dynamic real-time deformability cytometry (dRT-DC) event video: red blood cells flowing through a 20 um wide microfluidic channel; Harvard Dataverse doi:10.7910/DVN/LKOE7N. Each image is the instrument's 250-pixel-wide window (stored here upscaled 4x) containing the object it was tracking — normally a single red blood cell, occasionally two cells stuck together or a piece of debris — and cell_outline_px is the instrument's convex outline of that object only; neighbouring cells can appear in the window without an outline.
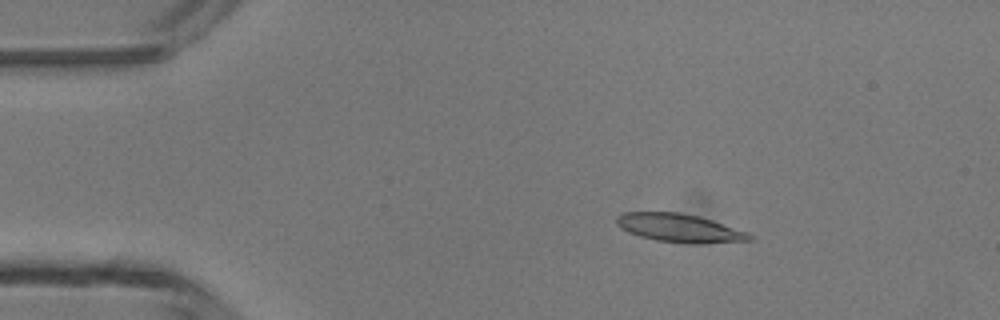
{"species": "common noctule bat (a hibernating species)", "species_latin": "Nyctalus noctula", "temperature_condition": "room temperature", "stored_images_in_passage": 6, "camera_frame_rate_fps": 3000, "um_per_image_px": 0.085, "animal": {"sex": "male", "body_mass_g": 13.3}, "frame": {"image": 1, "passage_image": 3, "time_ms": 2.333, "image_size_px": [1000, 320], "cell_outline_px": [[756, 236], [752, 240], [700, 244], [692, 244], [656, 240], [640, 236], [628, 232], [620, 228], [616, 224], [616, 216], [624, 212], [680, 212], [700, 216], [748, 232]], "centroid_in_image_um": [57.78, 19.38], "position_along_channel_um": 27.2, "area_um2": 22.2}}
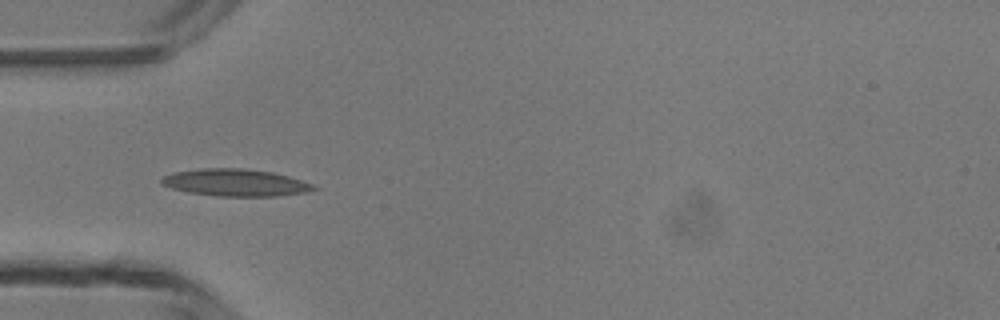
{"frame": {"image": 2, "passage_image": 5, "time_ms": 4.667, "image_size_px": [1000, 320], "cell_outline_px": [[320, 188], [304, 192], [280, 196], [216, 196], [188, 192], [172, 188], [160, 184], [160, 180], [164, 176], [176, 172], [204, 168], [240, 168], [272, 172], [288, 176], [312, 184]], "centroid_in_image_um": [20.01, 15.53], "position_along_channel_um": 65.0, "area_um2": 23.87}}
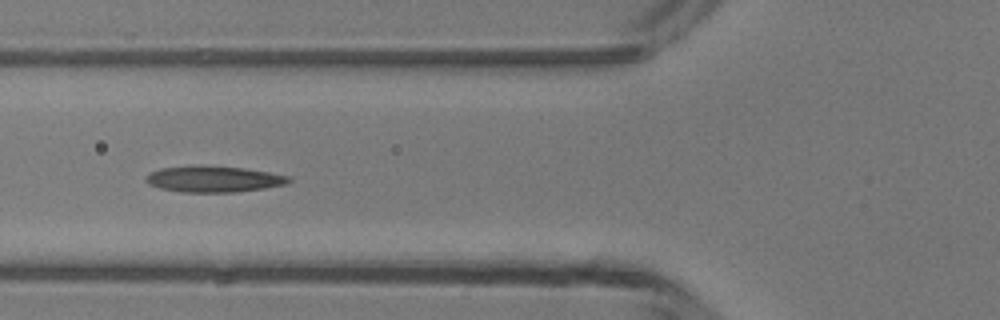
{"frame": {"image": 3, "passage_image": 6, "time_ms": 5.667, "image_size_px": [1000, 320], "cell_outline_px": [[292, 180], [288, 184], [264, 188], [236, 192], [180, 192], [160, 188], [148, 184], [144, 180], [144, 176], [148, 172], [160, 168], [244, 168], [268, 172], [288, 176]], "centroid_in_image_um": [18.16, 15.27], "position_along_channel_um": 107.6, "area_um2": 20.98}}